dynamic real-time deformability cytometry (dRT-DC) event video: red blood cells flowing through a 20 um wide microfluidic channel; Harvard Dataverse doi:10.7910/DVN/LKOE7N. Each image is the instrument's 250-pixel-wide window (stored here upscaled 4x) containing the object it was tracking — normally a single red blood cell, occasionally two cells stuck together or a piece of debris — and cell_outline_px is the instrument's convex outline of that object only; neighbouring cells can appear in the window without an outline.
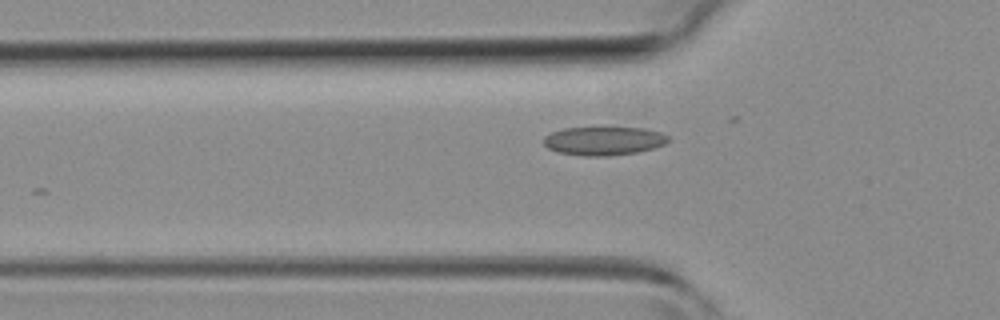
{"species": "common noctule bat (a hibernating species)", "species_latin": "Nyctalus noctula", "temperature_condition": "room temperature", "stored_images_in_passage": 6, "camera_frame_rate_fps": 3000, "um_per_image_px": 0.085, "animal": {"sex": "female", "body_mass_g": 19.3, "forearm_length_mm": 54.1}, "frame": {"image": 1, "passage_image": 4, "time_ms": 1.0, "image_size_px": [1000, 320], "cell_outline_px": [[672, 140], [664, 144], [652, 148], [636, 152], [608, 156], [584, 156], [556, 152], [548, 148], [544, 144], [544, 136], [552, 132], [564, 128], [596, 124], [644, 128], [660, 132], [668, 136]], "centroid_in_image_um": [51.3, 11.91], "position_along_channel_um": 74.5, "area_um2": 21.85}}